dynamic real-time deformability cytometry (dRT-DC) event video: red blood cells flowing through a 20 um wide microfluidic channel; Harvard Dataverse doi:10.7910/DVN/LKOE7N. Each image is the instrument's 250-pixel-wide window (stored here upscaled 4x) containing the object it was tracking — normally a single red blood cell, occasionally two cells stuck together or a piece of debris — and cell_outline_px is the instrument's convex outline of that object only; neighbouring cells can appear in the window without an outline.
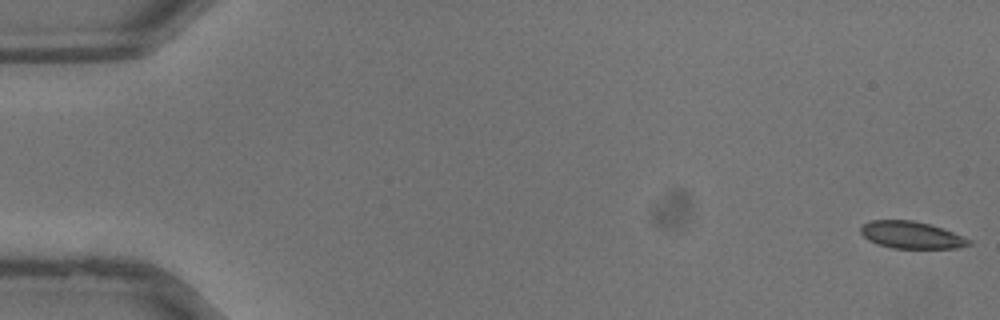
{"species": "common noctule bat (a hibernating species)", "species_latin": "Nyctalus noctula", "temperature_condition": "warm", "stored_images_in_passage": 37, "camera_frame_rate_fps": 3000, "um_per_image_px": 0.085, "animal": {"sex": "male", "body_mass_g": 13.3}, "frame": {"image": 1, "passage_image": 1, "time_ms": 0.0, "image_size_px": [1000, 320], "cell_outline_px": [[972, 244], [960, 248], [892, 248], [876, 244], [868, 240], [860, 232], [860, 228], [864, 224], [872, 220], [912, 220], [928, 224], [952, 232], [972, 240]], "centroid_in_image_um": [77.46, 19.98], "position_along_channel_um": 7.5, "area_um2": 16.99}}
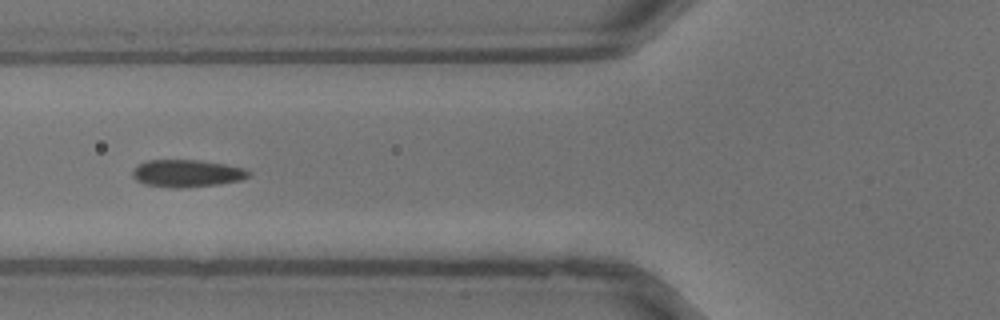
{"frame": {"image": 2, "passage_image": 15, "time_ms": 4.667, "image_size_px": [1000, 320], "cell_outline_px": [[252, 172], [248, 176], [240, 180], [220, 184], [180, 188], [168, 188], [144, 184], [136, 180], [132, 176], [132, 168], [136, 164], [148, 160], [200, 160], [224, 164], [244, 168]], "centroid_in_image_um": [15.84, 14.73], "position_along_channel_um": 110.0, "area_um2": 18.73}}
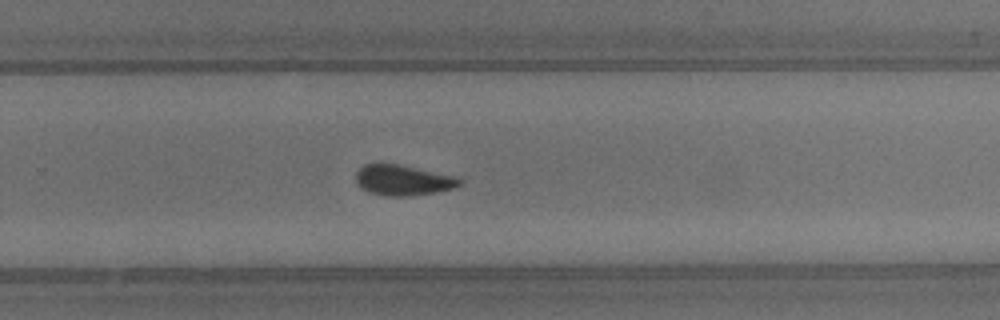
{"frame": {"image": 3, "passage_image": 25, "time_ms": 8.0, "image_size_px": [1000, 320], "cell_outline_px": [[460, 184], [456, 188], [436, 192], [408, 196], [388, 196], [372, 192], [360, 188], [356, 184], [356, 172], [364, 164], [380, 160], [400, 164], [456, 176], [460, 180]], "centroid_in_image_um": [34.2, 15.27], "position_along_channel_um": 295.6, "area_um2": 18.9}}